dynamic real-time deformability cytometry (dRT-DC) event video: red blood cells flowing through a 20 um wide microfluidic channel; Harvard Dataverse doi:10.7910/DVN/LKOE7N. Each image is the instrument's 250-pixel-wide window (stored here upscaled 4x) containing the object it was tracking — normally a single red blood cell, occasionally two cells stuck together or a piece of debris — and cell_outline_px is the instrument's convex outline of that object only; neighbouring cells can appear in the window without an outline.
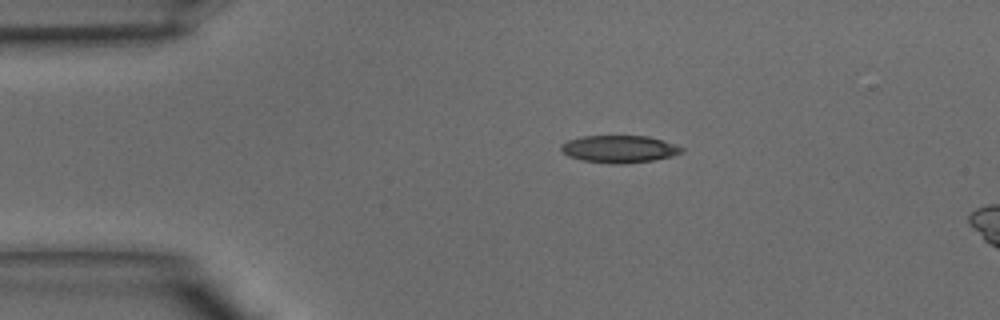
{"species": "common noctule bat (a hibernating species)", "species_latin": "Nyctalus noctula", "temperature_condition": "warm", "stored_images_in_passage": 11, "camera_frame_rate_fps": 3000, "um_per_image_px": 0.085, "animal": {"sex": "male", "body_mass_g": 15.6}, "frame": {"image": 1, "passage_image": 7, "time_ms": 2.0, "image_size_px": [1000, 320], "cell_outline_px": [[684, 152], [672, 156], [652, 160], [624, 164], [612, 164], [584, 160], [568, 156], [560, 148], [560, 144], [568, 140], [584, 136], [648, 136], [676, 144], [684, 148]], "centroid_in_image_um": [52.66, 12.66], "position_along_channel_um": 32.3, "area_um2": 19.19}}